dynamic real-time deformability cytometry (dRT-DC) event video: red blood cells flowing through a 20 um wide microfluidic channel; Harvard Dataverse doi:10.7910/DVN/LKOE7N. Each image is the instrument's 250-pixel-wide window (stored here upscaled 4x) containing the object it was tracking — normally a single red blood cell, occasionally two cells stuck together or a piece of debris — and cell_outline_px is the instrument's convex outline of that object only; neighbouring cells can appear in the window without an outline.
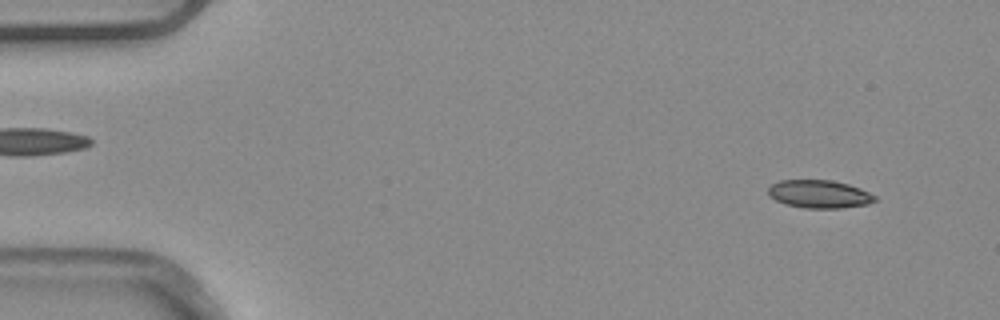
{"species": "common noctule bat (a hibernating species)", "species_latin": "Nyctalus noctula", "temperature_condition": "warm", "stored_images_in_passage": 4, "camera_frame_rate_fps": 3000, "um_per_image_px": 0.085, "animal": {"sex": "male", "body_mass_g": 20.4}, "frame": {"image": 1, "passage_image": 1, "time_ms": 0.0, "image_size_px": [1000, 320], "cell_outline_px": [[876, 200], [868, 204], [840, 208], [804, 208], [784, 204], [768, 196], [768, 188], [772, 184], [780, 180], [832, 180], [848, 184], [860, 188], [876, 196]], "centroid_in_image_um": [69.62, 16.5], "position_along_channel_um": 15.4, "area_um2": 17.46}}
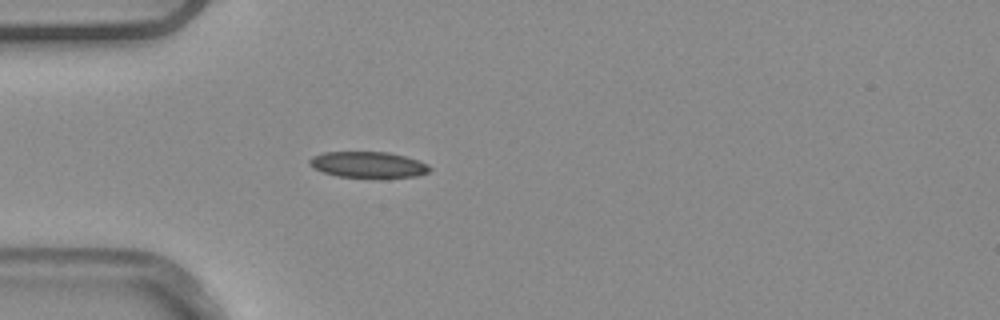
{"frame": {"image": 2, "passage_image": 4, "time_ms": 1.0, "image_size_px": [1000, 320], "cell_outline_px": [[432, 168], [428, 172], [416, 176], [336, 176], [312, 168], [308, 164], [308, 160], [312, 156], [324, 152], [388, 152], [404, 156], [428, 164]], "centroid_in_image_um": [31.23, 13.97], "position_along_channel_um": 53.8, "area_um2": 17.8}}